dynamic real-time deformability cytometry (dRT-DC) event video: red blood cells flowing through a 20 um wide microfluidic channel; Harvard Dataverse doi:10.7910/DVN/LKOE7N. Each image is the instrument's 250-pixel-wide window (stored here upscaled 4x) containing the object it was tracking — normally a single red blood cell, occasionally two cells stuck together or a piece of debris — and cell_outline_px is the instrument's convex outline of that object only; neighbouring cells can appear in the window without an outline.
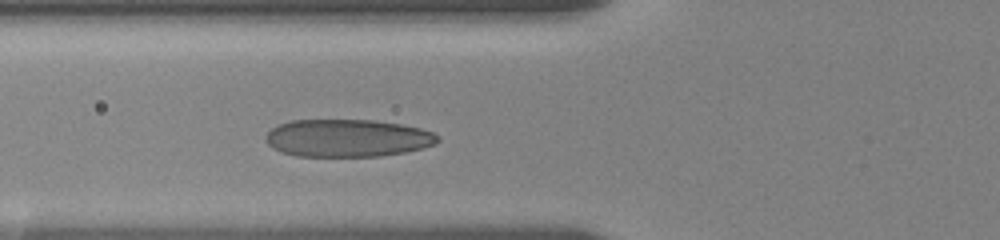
{"species": "human", "species_latin": "Homo sapiens", "temperature_condition": "room temperature", "stored_images_in_passage": 5, "camera_frame_rate_fps": 3000, "um_per_image_px": 0.085, "donor": {"sex": "female"}, "frame": {"image": 1, "passage_image": 5, "time_ms": 4.0, "image_size_px": [1000, 240], "cell_outline_px": [[440, 140], [436, 144], [424, 148], [404, 152], [380, 156], [296, 156], [280, 152], [272, 148], [264, 140], [264, 136], [272, 128], [280, 124], [292, 120], [372, 120], [400, 124], [420, 128], [432, 132], [440, 136]], "centroid_in_image_um": [29.53, 11.74], "position_along_channel_um": 96.3, "area_um2": 37.86}}